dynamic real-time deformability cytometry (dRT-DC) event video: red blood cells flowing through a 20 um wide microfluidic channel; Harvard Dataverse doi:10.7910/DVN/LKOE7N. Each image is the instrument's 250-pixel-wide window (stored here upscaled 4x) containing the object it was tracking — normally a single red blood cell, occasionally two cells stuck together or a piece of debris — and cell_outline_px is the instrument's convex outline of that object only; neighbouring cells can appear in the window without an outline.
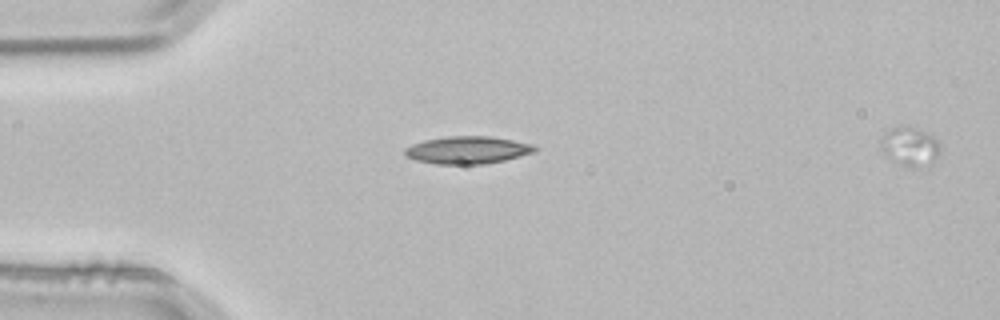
{"species": "common noctule bat (a hibernating species)", "species_latin": "Nyctalus noctula", "temperature_condition": "room temperature", "stored_images_in_passage": 2, "segment_of_instrument_passage": [1, 2], "camera_frame_rate_fps": 3000, "um_per_image_px": 0.085, "animal": {"sex": "male", "body_mass_g": 21.5, "forearm_length_mm": 52.0}, "frame": {"image": 1, "passage_image": 1, "time_ms": 0.0, "image_size_px": [1000, 320], "cell_outline_px": [[540, 148], [536, 152], [504, 160], [484, 164], [436, 164], [416, 160], [404, 156], [404, 148], [412, 144], [424, 140], [448, 136], [488, 136], [512, 140], [532, 144]], "centroid_in_image_um": [39.74, 12.75], "position_along_channel_um": 45.3, "area_um2": 20.92}}